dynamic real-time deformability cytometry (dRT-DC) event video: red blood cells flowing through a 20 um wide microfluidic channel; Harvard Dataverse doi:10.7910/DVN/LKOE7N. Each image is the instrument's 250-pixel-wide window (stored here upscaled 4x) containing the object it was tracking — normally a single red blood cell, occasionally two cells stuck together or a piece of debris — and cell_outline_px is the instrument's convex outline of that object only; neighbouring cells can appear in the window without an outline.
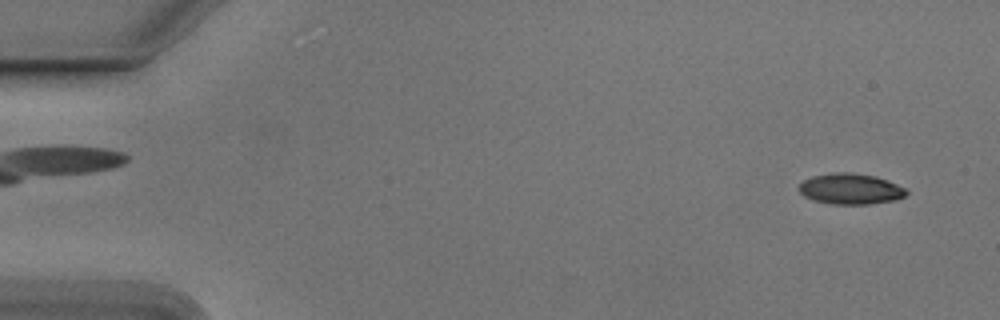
{"species": "Egyptian fruit bat (a non-hibernating species)", "species_latin": "Rousettus aegyptiacus", "temperature_condition": "cold", "stored_images_in_passage": 13, "camera_frame_rate_fps": 3000, "um_per_image_px": 0.085, "animal": {"sex": "male"}, "frame": {"image": 1, "passage_image": 1, "time_ms": 0.0, "image_size_px": [1000, 320], "cell_outline_px": [[908, 192], [904, 196], [896, 200], [868, 204], [836, 204], [816, 200], [804, 196], [800, 192], [800, 184], [804, 180], [812, 176], [832, 172], [848, 172], [876, 176], [888, 180], [904, 188]], "centroid_in_image_um": [72.31, 16.04], "position_along_channel_um": 12.7, "area_um2": 19.07}}
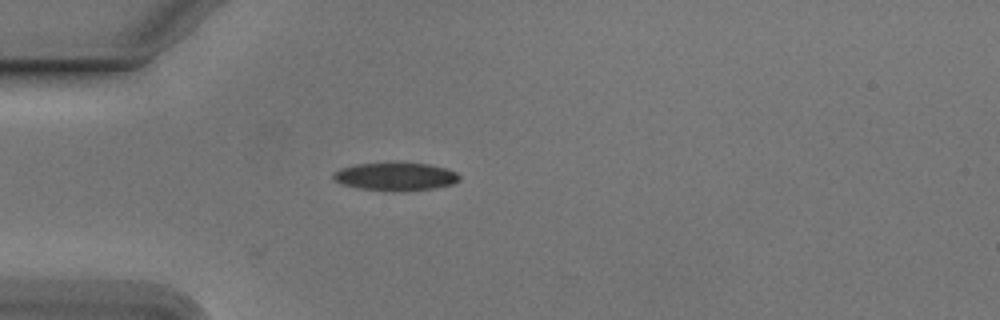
{"frame": {"image": 2, "passage_image": 13, "time_ms": 4.0, "image_size_px": [1000, 320], "cell_outline_px": [[460, 180], [452, 184], [436, 188], [392, 192], [356, 188], [340, 184], [332, 176], [340, 168], [356, 164], [396, 160], [428, 164], [448, 168], [456, 172], [460, 176]], "centroid_in_image_um": [33.63, 14.98], "position_along_channel_um": 51.4, "area_um2": 21.5}}